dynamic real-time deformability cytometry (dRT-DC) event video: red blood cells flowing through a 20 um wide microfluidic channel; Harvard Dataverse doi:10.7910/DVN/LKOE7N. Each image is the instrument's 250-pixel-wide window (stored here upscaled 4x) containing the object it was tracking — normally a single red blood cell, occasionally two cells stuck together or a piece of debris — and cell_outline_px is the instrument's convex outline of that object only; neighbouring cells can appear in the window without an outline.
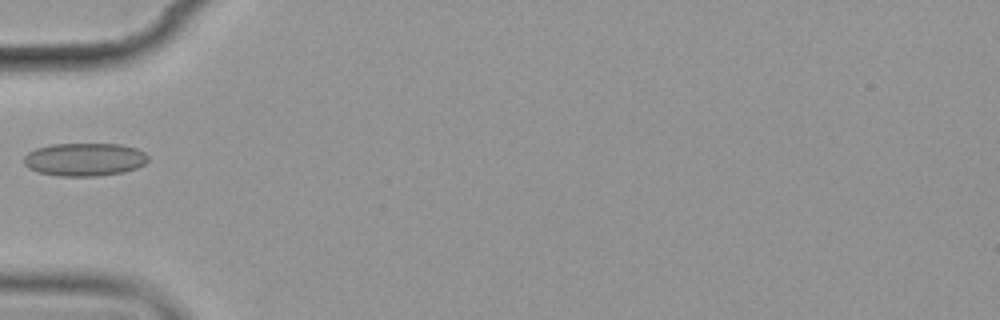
{"species": "common noctule bat (a hibernating species)", "species_latin": "Nyctalus noctula", "temperature_condition": "cold", "stored_images_in_passage": 2, "camera_frame_rate_fps": 3000, "um_per_image_px": 0.085, "animal": {"sex": "female", "body_mass_g": 19.9}, "frame": {"image": 1, "passage_image": 2, "time_ms": 1.0, "image_size_px": [1000, 320], "cell_outline_px": [[148, 160], [144, 164], [136, 168], [124, 172], [100, 176], [56, 176], [36, 172], [28, 168], [24, 164], [24, 156], [28, 152], [36, 148], [52, 144], [120, 144], [136, 148], [144, 152], [148, 156]], "centroid_in_image_um": [7.17, 13.56], "position_along_channel_um": 77.8, "area_um2": 24.16}}